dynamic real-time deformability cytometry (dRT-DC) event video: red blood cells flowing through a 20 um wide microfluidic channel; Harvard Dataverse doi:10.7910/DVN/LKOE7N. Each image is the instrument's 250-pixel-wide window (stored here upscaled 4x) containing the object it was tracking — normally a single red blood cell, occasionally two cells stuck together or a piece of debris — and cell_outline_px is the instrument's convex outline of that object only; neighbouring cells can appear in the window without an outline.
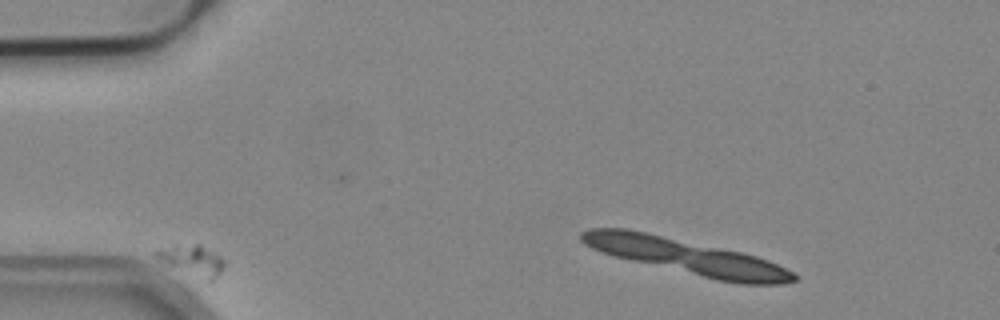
{"species": "common noctule bat (a hibernating species)", "species_latin": "Nyctalus noctula", "temperature_condition": "cold", "stored_images_in_passage": 6, "camera_frame_rate_fps": 3000, "um_per_image_px": 0.085, "animal": {"sex": "male", "body_mass_g": 19.2, "forearm_length_mm": 51.8}, "frame": {"image": 1, "passage_image": 2, "time_ms": 0.333, "image_size_px": [1000, 320], "cell_outline_px": [[224, 268], [212, 280], [208, 280], [168, 268], [160, 264], [152, 256], [152, 252], [156, 248], [172, 244], [200, 244], [220, 256], [224, 260]], "centroid_in_image_um": [16.17, 22.09], "position_along_channel_um": 68.8, "area_um2": 12.83}}
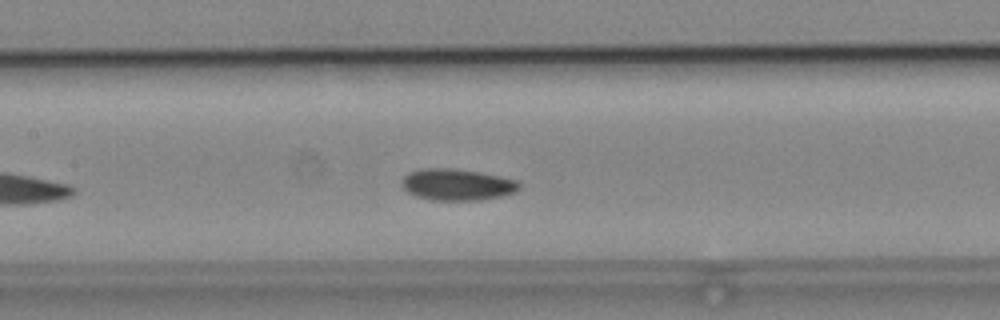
{"frame": {"image": 2, "passage_image": 6, "time_ms": 1.667, "image_size_px": [1000, 320], "cell_outline_px": [[520, 188], [516, 192], [500, 196], [476, 200], [432, 200], [416, 196], [408, 192], [404, 188], [400, 180], [408, 172], [424, 168], [448, 168], [476, 172], [516, 180], [520, 184]], "centroid_in_image_um": [38.81, 15.69], "position_along_channel_um": 168.6, "area_um2": 21.27}}